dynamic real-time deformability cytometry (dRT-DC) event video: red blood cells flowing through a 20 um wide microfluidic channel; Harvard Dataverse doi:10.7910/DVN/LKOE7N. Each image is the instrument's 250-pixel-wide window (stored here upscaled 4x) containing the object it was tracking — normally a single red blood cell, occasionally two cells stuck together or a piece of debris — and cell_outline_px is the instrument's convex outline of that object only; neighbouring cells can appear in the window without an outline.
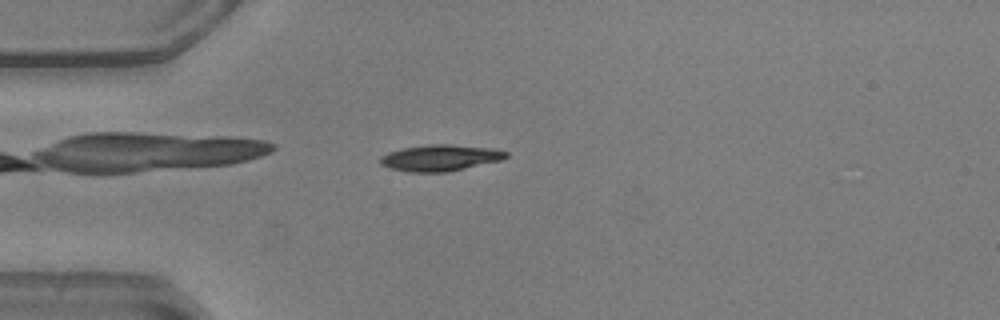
{"species": "common noctule bat (a hibernating species)", "species_latin": "Nyctalus noctula", "temperature_condition": "warm", "stored_images_in_passage": 48, "camera_frame_rate_fps": 3000, "um_per_image_px": 0.085, "animal": {"sex": "male", "body_mass_g": 20.5, "forearm_length_mm": 52.5}, "frame": {"image": 1, "passage_image": 10, "time_ms": 3.0, "image_size_px": [1000, 320], "cell_outline_px": [[508, 156], [500, 160], [448, 172], [408, 172], [388, 168], [380, 164], [380, 156], [388, 152], [404, 148], [428, 144], [448, 144], [492, 148], [508, 152]], "centroid_in_image_um": [37.38, 13.42], "position_along_channel_um": 47.6, "area_um2": 19.25}}
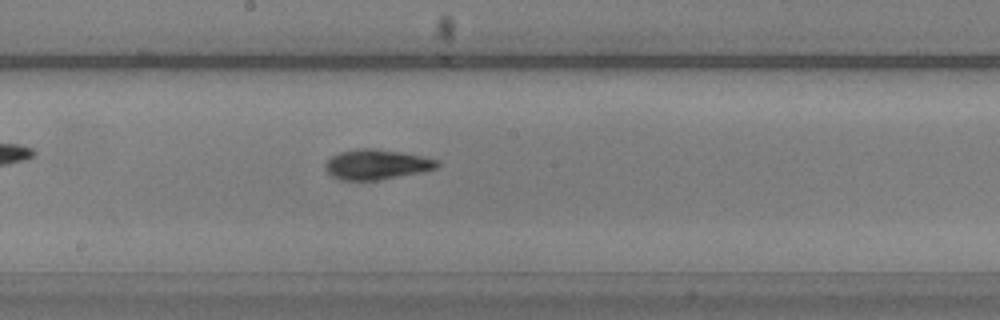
{"frame": {"image": 2, "passage_image": 24, "time_ms": 7.667, "image_size_px": [1000, 320], "cell_outline_px": [[440, 164], [436, 168], [420, 172], [376, 180], [340, 180], [332, 176], [324, 168], [324, 164], [332, 156], [340, 152], [356, 148], [376, 148], [400, 152], [440, 160]], "centroid_in_image_um": [31.98, 13.97], "position_along_channel_um": 216.2, "area_um2": 19.48}}
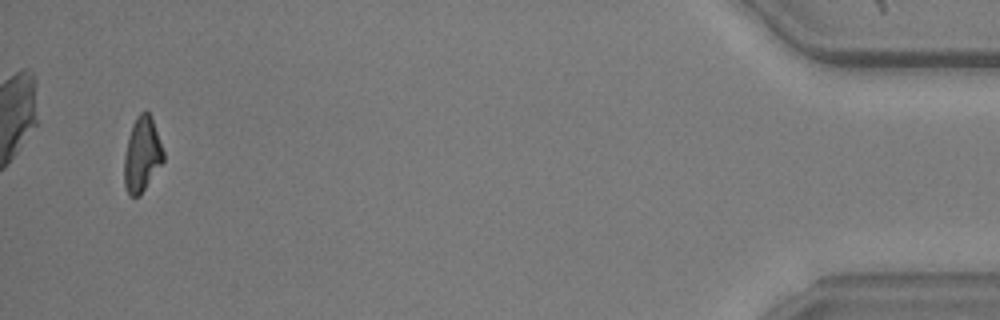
{"frame": {"image": 3, "passage_image": 46, "time_ms": 15.0, "image_size_px": [1000, 320], "cell_outline_px": [[164, 160], [140, 196], [132, 196], [128, 192], [124, 184], [124, 156], [128, 136], [132, 124], [136, 116], [140, 112], [148, 112], [152, 116], [164, 152]], "centroid_in_image_um": [12.07, 13.11], "position_along_channel_um": 423.1, "area_um2": 17.11}, "authors_computed_cell_mechanics": {"area_um2": 18.3804, "velocity_mm_per_s": 3.9239, "shape_relaxation_time_tau1_ms": 5.3786, "shape_relaxation_time_tau2_ms": 1.0355, "deformation_change_tau1": 0.1902, "deformation_change_tau2": 0.0655}}